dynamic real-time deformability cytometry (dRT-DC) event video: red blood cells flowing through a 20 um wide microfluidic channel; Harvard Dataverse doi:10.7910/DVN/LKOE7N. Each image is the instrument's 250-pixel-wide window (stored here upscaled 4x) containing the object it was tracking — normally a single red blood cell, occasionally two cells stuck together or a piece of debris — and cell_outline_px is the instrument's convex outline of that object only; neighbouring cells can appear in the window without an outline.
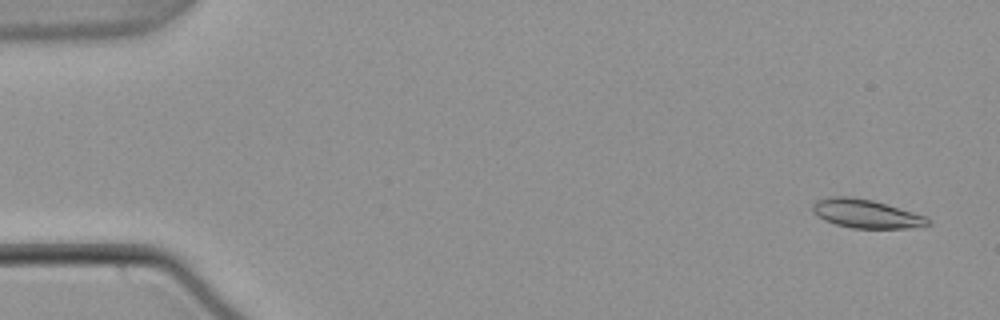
{"species": "common noctule bat (a hibernating species)", "species_latin": "Nyctalus noctula", "temperature_condition": "warm", "stored_images_in_passage": 55, "camera_frame_rate_fps": 3000, "um_per_image_px": 0.085, "animal": {"sex": "male", "body_mass_g": 21.5, "forearm_length_mm": 52.0}, "frame": {"image": 1, "passage_image": 3, "time_ms": 0.667, "image_size_px": [1000, 320], "cell_outline_px": [[932, 224], [908, 228], [852, 228], [836, 224], [824, 220], [816, 216], [812, 212], [812, 204], [816, 200], [828, 196], [848, 196], [872, 200], [912, 212], [924, 216], [932, 220]], "centroid_in_image_um": [73.56, 18.16], "position_along_channel_um": 11.4, "area_um2": 19.25}}
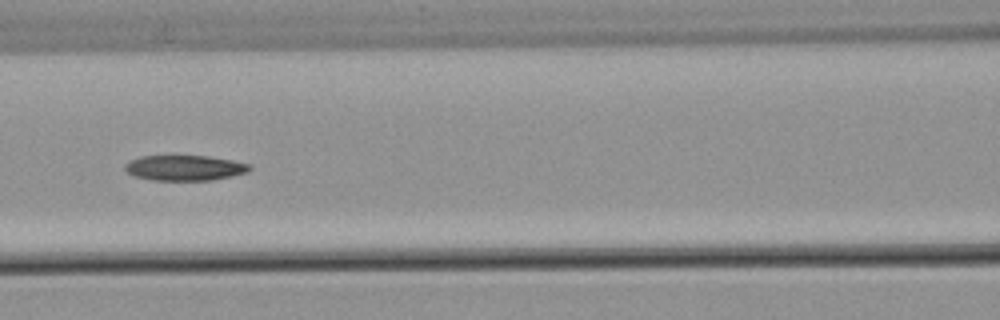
{"frame": {"image": 2, "passage_image": 25, "time_ms": 8.0, "image_size_px": [1000, 320], "cell_outline_px": [[252, 168], [248, 172], [232, 176], [212, 180], [152, 180], [136, 176], [128, 172], [124, 168], [124, 164], [140, 156], [176, 152], [208, 156], [232, 160], [252, 164]], "centroid_in_image_um": [15.7, 14.21], "position_along_channel_um": 150.9, "area_um2": 19.36}}
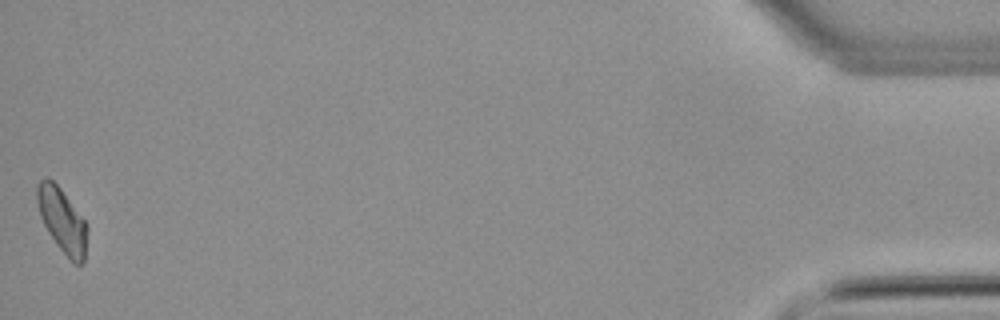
{"frame": {"image": 3, "passage_image": 55, "time_ms": 18.0, "image_size_px": [1000, 320], "cell_outline_px": [[88, 228], [84, 260], [80, 264], [72, 264], [68, 260], [56, 244], [48, 232], [40, 216], [36, 200], [36, 184], [44, 176], [48, 176], [60, 188], [84, 220]], "centroid_in_image_um": [5.26, 18.73], "position_along_channel_um": 429.9, "area_um2": 18.9}, "authors_computed_cell_mechanics": {"area_um2": 19.074, "velocity_mm_per_s": 3.7703, "shape_relaxation_time_tau1_ms": 8.7814, "shape_relaxation_time_tau2_ms": 9.1734, "deformation_change_tau1": 0.1758, "deformation_change_tau2": 0.1717}}